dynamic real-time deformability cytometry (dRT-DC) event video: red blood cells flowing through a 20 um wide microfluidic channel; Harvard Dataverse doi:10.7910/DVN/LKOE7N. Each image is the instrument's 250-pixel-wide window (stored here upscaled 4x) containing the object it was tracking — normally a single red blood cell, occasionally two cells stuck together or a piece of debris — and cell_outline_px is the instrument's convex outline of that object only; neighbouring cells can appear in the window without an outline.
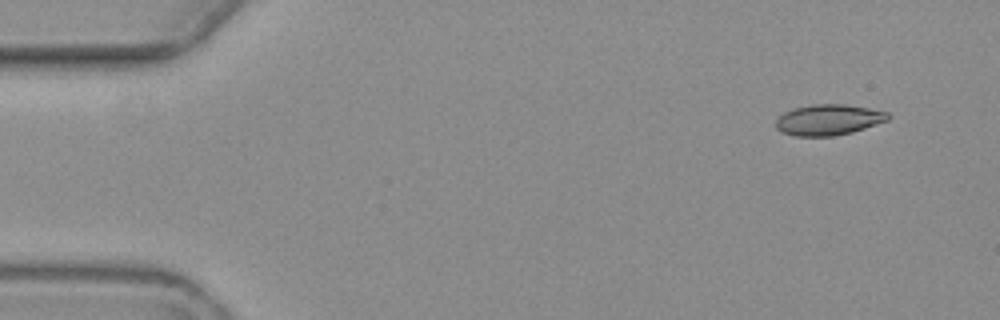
{"species": "common noctule bat (a hibernating species)", "species_latin": "Nyctalus noctula", "temperature_condition": "warm", "stored_images_in_passage": 5, "segment_of_instrument_passage": [1, 2], "camera_frame_rate_fps": 3000, "um_per_image_px": 0.085, "animal": {"sex": "female", "body_mass_g": 19.3, "forearm_length_mm": 54.1}, "frame": {"image": 1, "passage_image": 1, "time_ms": 0.0, "image_size_px": [1000, 320], "cell_outline_px": [[892, 116], [888, 120], [852, 132], [832, 136], [796, 136], [780, 132], [776, 128], [776, 120], [784, 112], [792, 108], [812, 104], [844, 104], [868, 108], [888, 112]], "centroid_in_image_um": [70.41, 10.18], "position_along_channel_um": 14.6, "area_um2": 20.17}}